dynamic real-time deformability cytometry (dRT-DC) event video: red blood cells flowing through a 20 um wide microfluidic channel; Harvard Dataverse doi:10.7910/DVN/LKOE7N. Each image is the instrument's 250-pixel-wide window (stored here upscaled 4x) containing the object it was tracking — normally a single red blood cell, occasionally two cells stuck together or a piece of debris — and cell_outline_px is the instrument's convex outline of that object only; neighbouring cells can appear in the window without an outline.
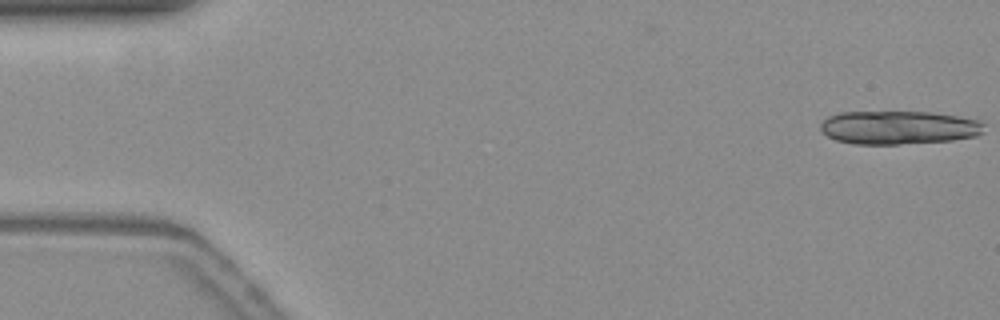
{"species": "common noctule bat (a hibernating species)", "species_latin": "Nyctalus noctula", "temperature_condition": "warm", "stored_images_in_passage": 15, "camera_frame_rate_fps": 3000, "um_per_image_px": 0.085, "animal": {"sex": "female", "body_mass_g": 19.3, "forearm_length_mm": 54.1}, "frame": {"image": 1, "passage_image": 1, "time_ms": 0.0, "image_size_px": [1000, 320], "cell_outline_px": [[984, 132], [976, 136], [952, 140], [896, 144], [852, 144], [836, 140], [828, 136], [820, 128], [820, 124], [828, 116], [840, 112], [932, 112], [956, 116], [976, 120], [984, 124]], "centroid_in_image_um": [76.37, 10.84], "position_along_channel_um": 8.6, "area_um2": 31.79}}